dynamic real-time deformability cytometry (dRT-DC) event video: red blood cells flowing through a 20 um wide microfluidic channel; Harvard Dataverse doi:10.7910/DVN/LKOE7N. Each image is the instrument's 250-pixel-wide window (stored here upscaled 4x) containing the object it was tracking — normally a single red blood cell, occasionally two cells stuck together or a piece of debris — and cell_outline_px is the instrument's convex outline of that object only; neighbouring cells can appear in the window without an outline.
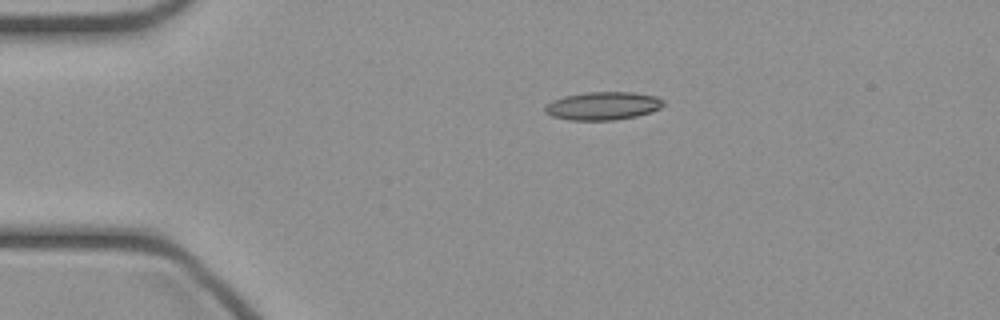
{"species": "common noctule bat (a hibernating species)", "species_latin": "Nyctalus noctula", "temperature_condition": "cold", "stored_images_in_passage": 38, "camera_frame_rate_fps": 3000, "um_per_image_px": 0.085, "animal": {"sex": "female", "body_mass_g": 21.9}, "frame": {"image": 1, "passage_image": 1, "time_ms": 0.0, "image_size_px": [1000, 320], "cell_outline_px": [[664, 104], [660, 108], [636, 116], [612, 120], [568, 120], [552, 116], [544, 112], [544, 108], [552, 100], [564, 96], [584, 92], [632, 92], [656, 96], [664, 100]], "centroid_in_image_um": [51.22, 8.99], "position_along_channel_um": 33.8, "area_um2": 19.36}}
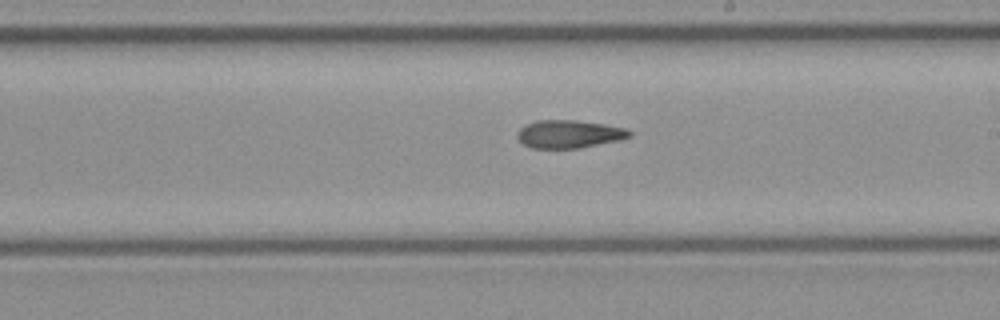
{"frame": {"image": 2, "passage_image": 18, "time_ms": 5.667, "image_size_px": [1000, 320], "cell_outline_px": [[632, 136], [620, 140], [580, 148], [532, 148], [524, 144], [516, 136], [516, 132], [520, 128], [536, 120], [576, 120], [604, 124], [628, 128], [632, 132]], "centroid_in_image_um": [48.4, 11.39], "position_along_channel_um": 240.6, "area_um2": 18.38}}
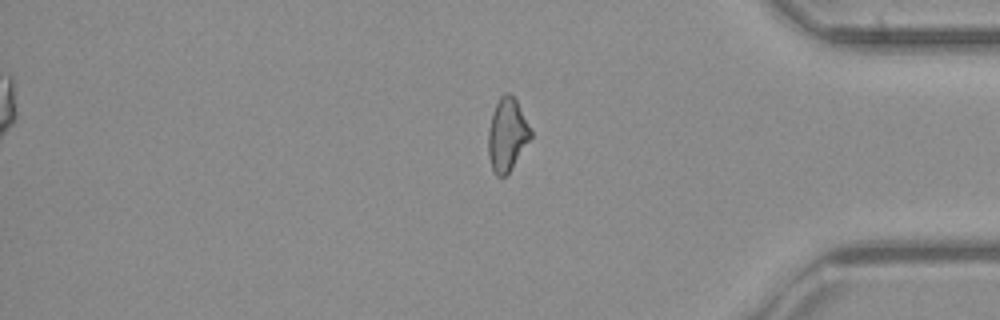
{"frame": {"image": 3, "passage_image": 30, "time_ms": 9.667, "image_size_px": [1000, 320], "cell_outline_px": [[532, 136], [512, 168], [504, 176], [496, 176], [492, 168], [488, 156], [488, 128], [492, 112], [500, 96], [504, 92], [508, 92], [516, 100], [532, 132]], "centroid_in_image_um": [43.08, 11.44], "position_along_channel_um": 392.1, "area_um2": 17.92}}